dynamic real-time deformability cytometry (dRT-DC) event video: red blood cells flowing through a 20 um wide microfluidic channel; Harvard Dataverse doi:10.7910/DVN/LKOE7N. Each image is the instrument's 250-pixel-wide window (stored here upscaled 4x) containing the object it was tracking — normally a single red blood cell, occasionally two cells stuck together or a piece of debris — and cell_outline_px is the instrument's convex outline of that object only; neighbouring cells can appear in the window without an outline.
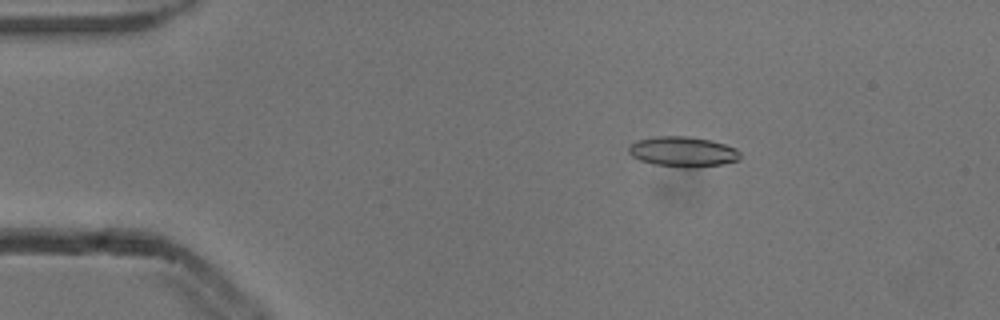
{"species": "common noctule bat (a hibernating species)", "species_latin": "Nyctalus noctula", "temperature_condition": "cold", "stored_images_in_passage": 53, "camera_frame_rate_fps": 3000, "um_per_image_px": 0.085, "animal": {"sex": "male", "body_mass_g": 13.3}, "frame": {"image": 1, "passage_image": 9, "time_ms": 2.667, "image_size_px": [1000, 320], "cell_outline_px": [[740, 156], [736, 160], [720, 164], [696, 168], [684, 168], [652, 164], [640, 160], [632, 156], [628, 152], [628, 148], [632, 144], [640, 140], [656, 136], [688, 136], [712, 140], [736, 148], [740, 152]], "centroid_in_image_um": [58.04, 12.9], "position_along_channel_um": 27.0, "area_um2": 19.59}}
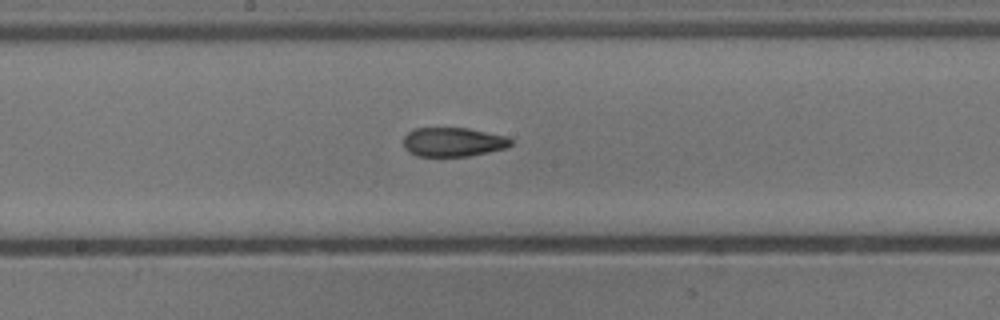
{"frame": {"image": 2, "passage_image": 28, "time_ms": 9.0, "image_size_px": [1000, 320], "cell_outline_px": [[512, 144], [504, 148], [488, 152], [468, 156], [416, 156], [408, 152], [404, 148], [404, 136], [408, 132], [416, 128], [468, 128], [504, 136], [512, 140]], "centroid_in_image_um": [38.47, 12.07], "position_along_channel_um": 209.7, "area_um2": 18.09}}
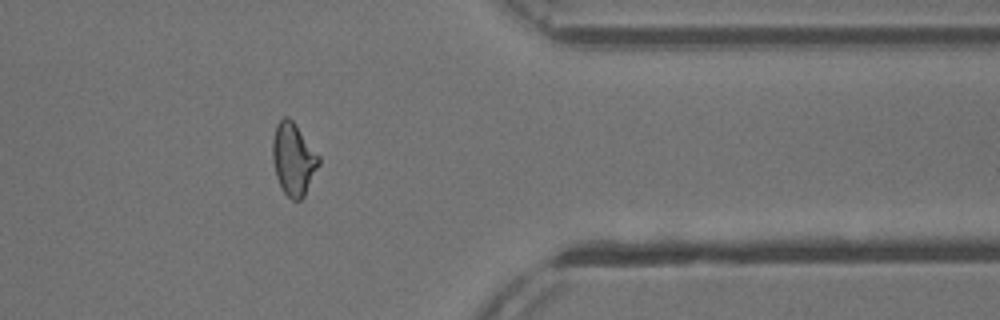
{"frame": {"image": 3, "passage_image": 43, "time_ms": 14.0, "image_size_px": [1000, 320], "cell_outline_px": [[320, 164], [304, 196], [300, 200], [292, 200], [284, 192], [276, 176], [272, 160], [272, 140], [276, 124], [284, 116], [288, 116], [296, 124], [320, 156]], "centroid_in_image_um": [24.94, 13.5], "position_along_channel_um": 386.5, "area_um2": 19.59}, "authors_computed_cell_mechanics": {"area_um2": 19.1318, "velocity_mm_per_s": 3.8688, "shape_relaxation_time_tau1_ms": 5.9443, "shape_relaxation_time_tau2_ms": 2.5791, "deformation_change_tau1": 0.1446, "deformation_change_tau2": 0.0951}}